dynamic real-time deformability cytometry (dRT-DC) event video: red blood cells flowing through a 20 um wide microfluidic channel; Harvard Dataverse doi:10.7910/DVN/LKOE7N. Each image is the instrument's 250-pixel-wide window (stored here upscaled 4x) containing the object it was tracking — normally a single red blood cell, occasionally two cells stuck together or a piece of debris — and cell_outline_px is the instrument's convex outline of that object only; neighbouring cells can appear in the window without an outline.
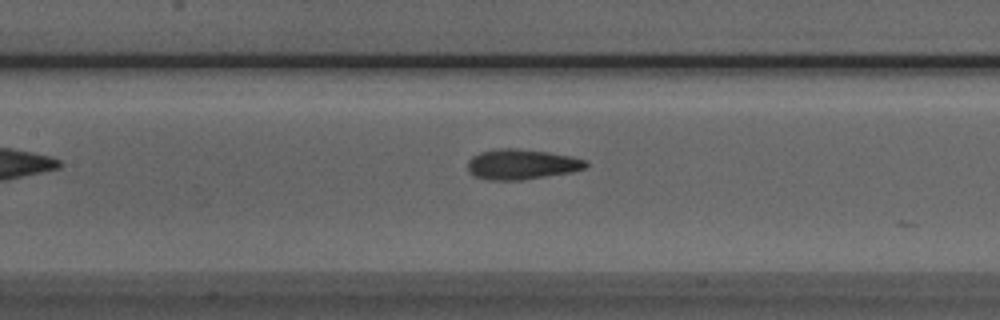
{"species": "Egyptian fruit bat (a non-hibernating species)", "species_latin": "Rousettus aegyptiacus", "temperature_condition": "room temperature", "stored_images_in_passage": 32, "camera_frame_rate_fps": 3000, "um_per_image_px": 0.085, "animal": {"sex": "male"}, "frame": {"image": 1, "passage_image": 9, "time_ms": 2.667, "image_size_px": [1000, 320], "cell_outline_px": [[588, 164], [584, 168], [572, 172], [520, 180], [488, 180], [472, 176], [468, 172], [468, 160], [472, 156], [480, 152], [500, 148], [516, 148], [548, 152], [572, 156], [588, 160]], "centroid_in_image_um": [44.32, 13.96], "position_along_channel_um": 163.1, "area_um2": 20.98}}
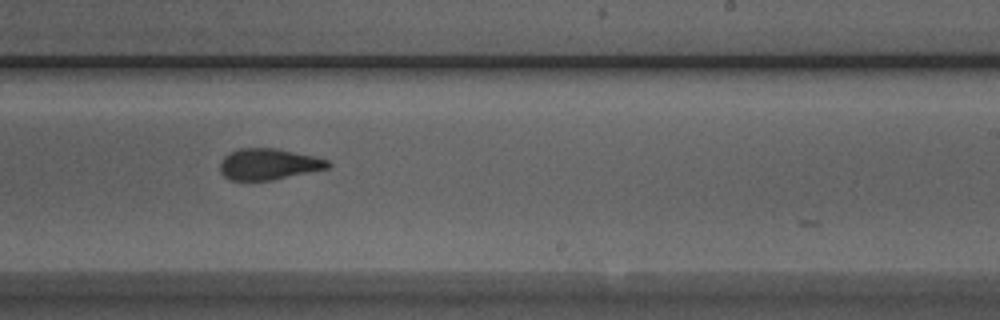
{"frame": {"image": 2, "passage_image": 17, "time_ms": 5.333, "image_size_px": [1000, 320], "cell_outline_px": [[332, 164], [328, 168], [272, 180], [228, 180], [220, 172], [220, 164], [224, 156], [240, 148], [276, 148], [312, 156], [328, 160]], "centroid_in_image_um": [22.81, 13.96], "position_along_channel_um": 266.2, "area_um2": 19.42}}
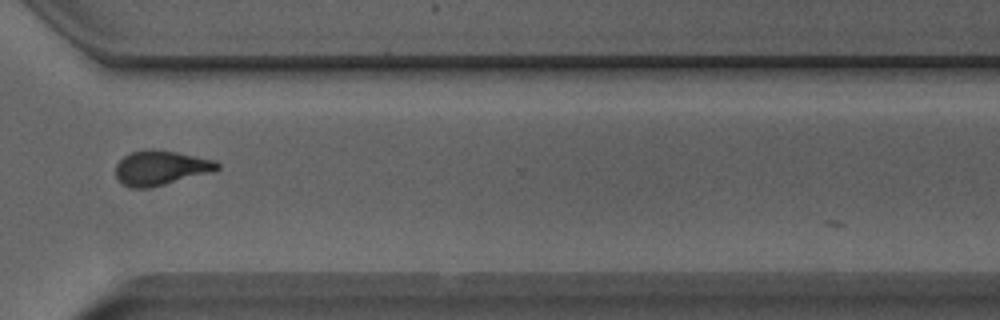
{"frame": {"image": 3, "passage_image": 24, "time_ms": 7.667, "image_size_px": [1000, 320], "cell_outline_px": [[220, 168], [212, 172], [148, 188], [132, 188], [120, 184], [116, 180], [116, 164], [124, 156], [132, 152], [148, 148], [176, 152], [216, 160], [220, 164]], "centroid_in_image_um": [13.64, 14.27], "position_along_channel_um": 357.0, "area_um2": 20.58}, "authors_computed_cell_mechanics": {"area_um2": 20.519, "velocity_mm_per_s": 3.8827, "shape_relaxation_time_tau1_ms": 6.4522, "shape_relaxation_time_tau2_ms": 2.2965, "deformation_change_tau1": 0.1839, "deformation_change_tau2": 0.0919}}